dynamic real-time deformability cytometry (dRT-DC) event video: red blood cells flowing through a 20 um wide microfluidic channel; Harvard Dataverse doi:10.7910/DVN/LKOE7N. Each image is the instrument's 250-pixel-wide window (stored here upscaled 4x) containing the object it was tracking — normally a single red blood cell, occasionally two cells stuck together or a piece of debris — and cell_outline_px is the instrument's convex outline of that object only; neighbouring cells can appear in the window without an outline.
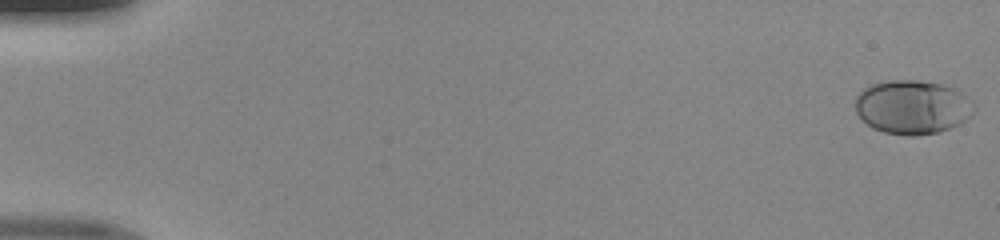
{"species": "human", "species_latin": "Homo sapiens", "temperature_condition": "room temperature", "stored_images_in_passage": 50, "camera_frame_rate_fps": 3000, "um_per_image_px": 0.085, "donor": {"sex": "male"}, "frame": {"image": 1, "passage_image": 1, "time_ms": 0.0, "image_size_px": [1000, 240], "cell_outline_px": [[976, 108], [972, 116], [960, 124], [940, 132], [912, 136], [908, 136], [884, 132], [872, 128], [856, 112], [856, 96], [864, 88], [872, 84], [892, 80], [916, 80], [940, 84], [952, 88], [968, 96], [976, 104]], "centroid_in_image_um": [77.6, 9.11], "position_along_channel_um": 7.4, "area_um2": 37.45}}
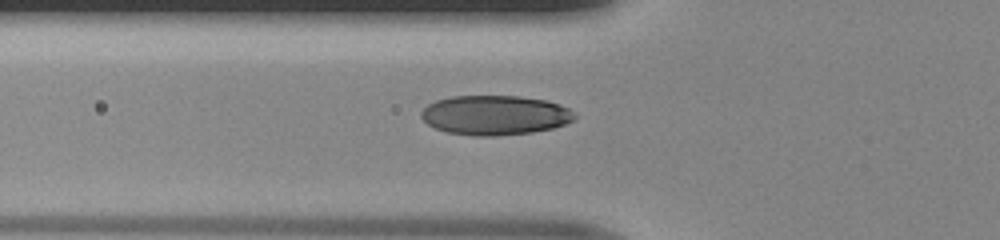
{"frame": {"image": 2, "passage_image": 19, "time_ms": 6.0, "image_size_px": [1000, 240], "cell_outline_px": [[576, 116], [572, 120], [564, 124], [552, 128], [532, 132], [496, 136], [472, 136], [448, 132], [436, 128], [428, 124], [420, 116], [420, 112], [428, 104], [436, 100], [452, 96], [520, 96], [548, 100], [560, 104], [568, 108]], "centroid_in_image_um": [42.06, 9.78], "position_along_channel_um": 83.7, "area_um2": 35.43}}
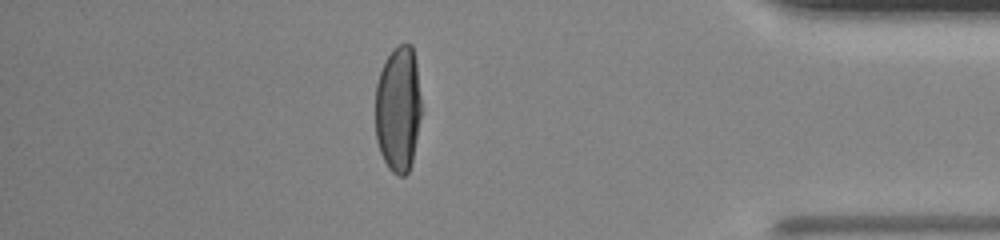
{"frame": {"image": 3, "passage_image": 44, "time_ms": 14.333, "image_size_px": [1000, 240], "cell_outline_px": [[420, 116], [412, 160], [408, 172], [404, 176], [400, 176], [392, 172], [388, 168], [380, 152], [376, 140], [376, 84], [380, 72], [392, 48], [400, 44], [412, 44], [416, 60], [420, 96]], "centroid_in_image_um": [33.84, 9.25], "position_along_channel_um": 401.4, "area_um2": 33.64}}